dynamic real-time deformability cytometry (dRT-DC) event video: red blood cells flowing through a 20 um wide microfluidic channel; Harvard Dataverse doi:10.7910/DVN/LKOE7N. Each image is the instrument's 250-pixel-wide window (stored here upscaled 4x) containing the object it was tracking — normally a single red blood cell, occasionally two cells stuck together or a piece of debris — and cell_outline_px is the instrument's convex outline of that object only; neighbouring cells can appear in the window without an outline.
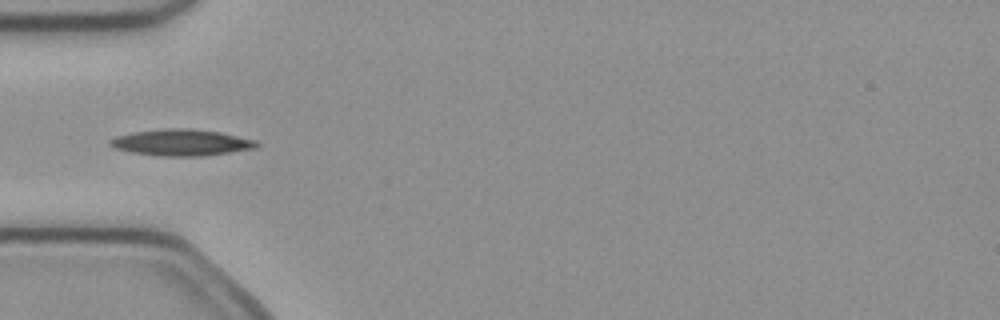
{"species": "common noctule bat (a hibernating species)", "species_latin": "Nyctalus noctula", "temperature_condition": "cold", "stored_images_in_passage": 3, "camera_frame_rate_fps": 3000, "um_per_image_px": 0.085, "animal": {"sex": "female", "body_mass_g": 21.9}, "frame": {"image": 1, "passage_image": 3, "time_ms": 0.667, "image_size_px": [1000, 320], "cell_outline_px": [[260, 144], [256, 148], [204, 156], [160, 156], [132, 152], [116, 148], [108, 144], [108, 140], [116, 136], [132, 132], [164, 128], [188, 128], [220, 132], [256, 140]], "centroid_in_image_um": [15.42, 12.11], "position_along_channel_um": 69.6, "area_um2": 22.6}}